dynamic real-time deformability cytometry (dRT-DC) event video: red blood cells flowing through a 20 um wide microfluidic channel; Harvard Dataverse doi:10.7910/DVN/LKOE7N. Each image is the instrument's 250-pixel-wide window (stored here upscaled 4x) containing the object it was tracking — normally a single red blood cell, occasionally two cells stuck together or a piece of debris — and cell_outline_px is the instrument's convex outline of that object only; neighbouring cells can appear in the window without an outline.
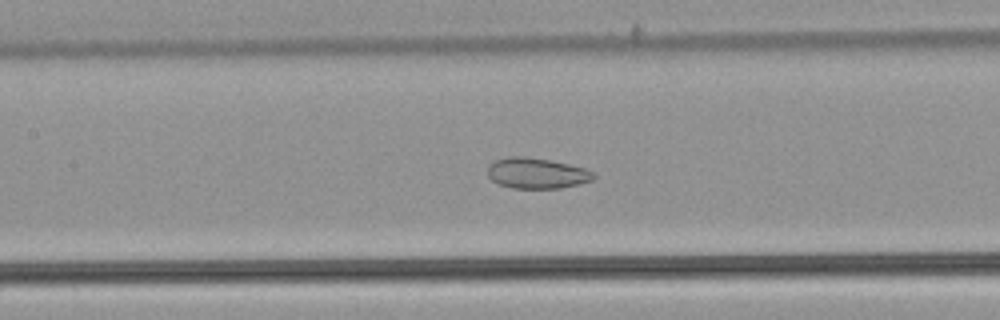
{"species": "common noctule bat (a hibernating species)", "species_latin": "Nyctalus noctula", "temperature_condition": "warm", "stored_images_in_passage": 49, "camera_frame_rate_fps": 3000, "um_per_image_px": 0.085, "animal": {"sex": "male", "body_mass_g": 21.5, "forearm_length_mm": 52.0}, "frame": {"image": 1, "passage_image": 20, "time_ms": 6.333, "image_size_px": [1000, 320], "cell_outline_px": [[596, 176], [592, 180], [580, 184], [560, 188], [512, 188], [500, 184], [492, 180], [488, 176], [488, 164], [496, 160], [508, 156], [524, 156], [548, 160], [568, 164], [584, 168], [596, 172]], "centroid_in_image_um": [45.63, 14.72], "position_along_channel_um": 161.8, "area_um2": 18.96}}
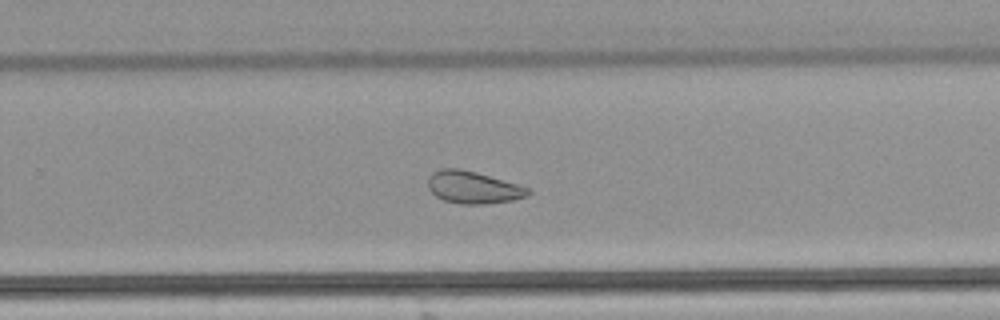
{"frame": {"image": 2, "passage_image": 30, "time_ms": 9.667, "image_size_px": [1000, 320], "cell_outline_px": [[532, 192], [528, 196], [512, 200], [488, 204], [460, 204], [444, 200], [436, 196], [428, 188], [428, 176], [432, 172], [440, 168], [460, 168], [476, 172], [532, 188]], "centroid_in_image_um": [40.23, 15.92], "position_along_channel_um": 289.6, "area_um2": 19.07}}
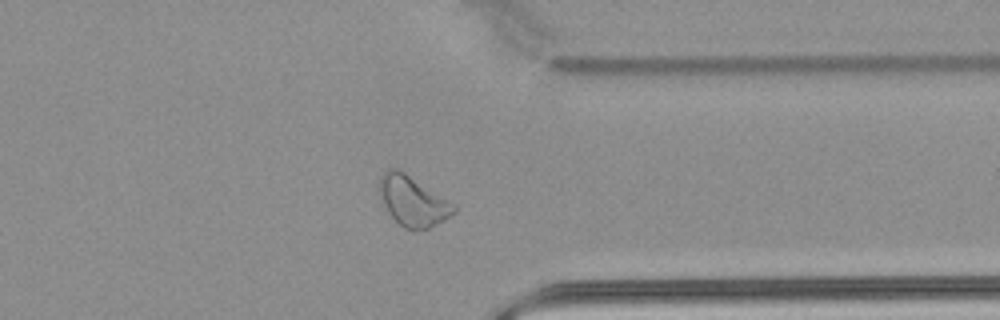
{"frame": {"image": 3, "passage_image": 37, "time_ms": 12.0, "image_size_px": [1000, 320], "cell_outline_px": [[456, 212], [444, 220], [428, 228], [412, 232], [404, 228], [388, 212], [384, 204], [380, 192], [380, 176], [388, 168], [396, 168], [404, 172], [456, 204]], "centroid_in_image_um": [35.12, 17.11], "position_along_channel_um": 376.3, "area_um2": 21.56}, "authors_computed_cell_mechanics": {"area_um2": 23.2934, "velocity_mm_per_s": 3.8443, "shape_relaxation_time_tau1_ms": null, "shape_relaxation_time_tau2_ms": 2.3988, "deformation_change_tau1": null, "deformation_change_tau2": 0.0699}}